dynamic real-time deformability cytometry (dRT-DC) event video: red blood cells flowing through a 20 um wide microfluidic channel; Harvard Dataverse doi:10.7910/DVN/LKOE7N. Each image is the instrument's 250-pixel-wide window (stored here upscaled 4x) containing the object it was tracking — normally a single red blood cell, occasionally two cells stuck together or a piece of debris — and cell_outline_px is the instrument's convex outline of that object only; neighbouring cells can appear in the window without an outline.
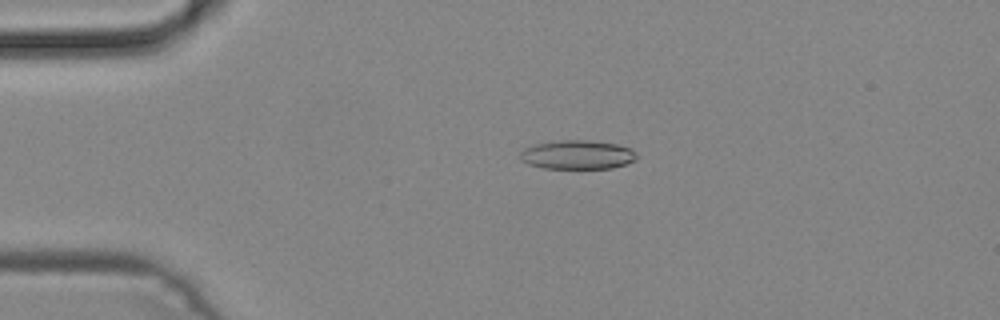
{"species": "common noctule bat (a hibernating species)", "species_latin": "Nyctalus noctula", "temperature_condition": "cold", "stored_images_in_passage": 48, "camera_frame_rate_fps": 3000, "um_per_image_px": 0.085, "animal": {"sex": "male", "body_mass_g": 19.2, "forearm_length_mm": 51.8}, "frame": {"image": 1, "passage_image": 10, "time_ms": 3.0, "image_size_px": [1000, 320], "cell_outline_px": [[636, 160], [628, 164], [612, 168], [544, 168], [528, 164], [520, 160], [520, 152], [524, 148], [536, 144], [560, 140], [588, 140], [616, 144], [632, 148], [636, 152]], "centroid_in_image_um": [49.1, 13.15], "position_along_channel_um": 35.9, "area_um2": 19.77}}
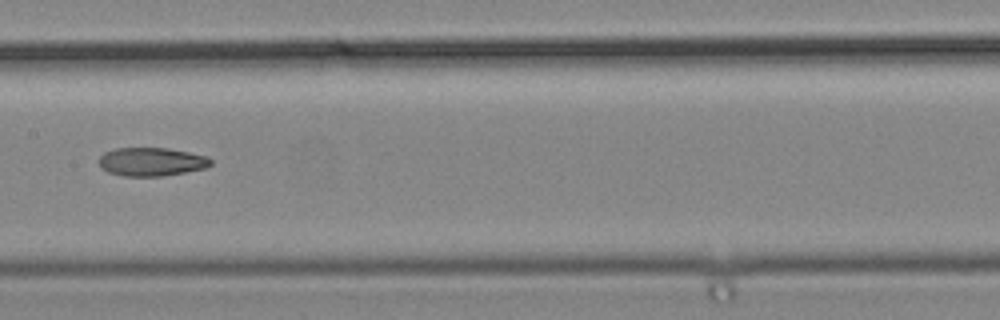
{"frame": {"image": 2, "passage_image": 24, "time_ms": 7.667, "image_size_px": [1000, 320], "cell_outline_px": [[212, 164], [204, 168], [164, 176], [124, 176], [108, 172], [100, 168], [100, 156], [104, 152], [116, 148], [168, 148], [208, 156], [212, 160]], "centroid_in_image_um": [12.87, 13.75], "position_along_channel_um": 194.5, "area_um2": 18.55}}
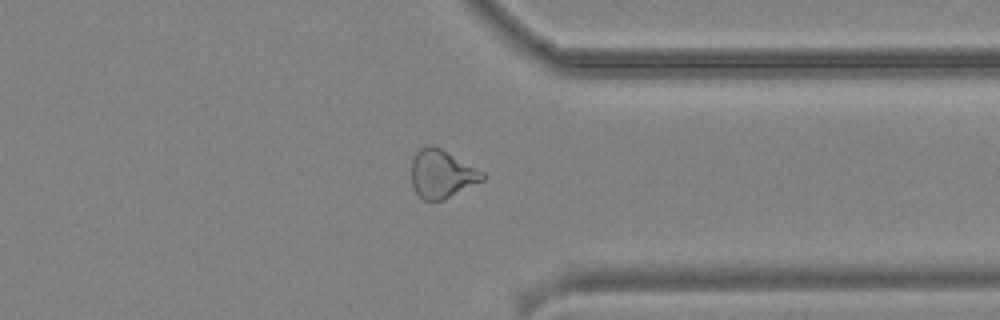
{"frame": {"image": 3, "passage_image": 37, "time_ms": 12.0, "image_size_px": [1000, 320], "cell_outline_px": [[488, 176], [484, 180], [440, 200], [424, 200], [416, 192], [412, 184], [412, 160], [416, 152], [420, 148], [428, 144], [432, 144], [440, 148], [484, 172]], "centroid_in_image_um": [37.55, 14.76], "position_along_channel_um": 373.9, "area_um2": 19.65}}